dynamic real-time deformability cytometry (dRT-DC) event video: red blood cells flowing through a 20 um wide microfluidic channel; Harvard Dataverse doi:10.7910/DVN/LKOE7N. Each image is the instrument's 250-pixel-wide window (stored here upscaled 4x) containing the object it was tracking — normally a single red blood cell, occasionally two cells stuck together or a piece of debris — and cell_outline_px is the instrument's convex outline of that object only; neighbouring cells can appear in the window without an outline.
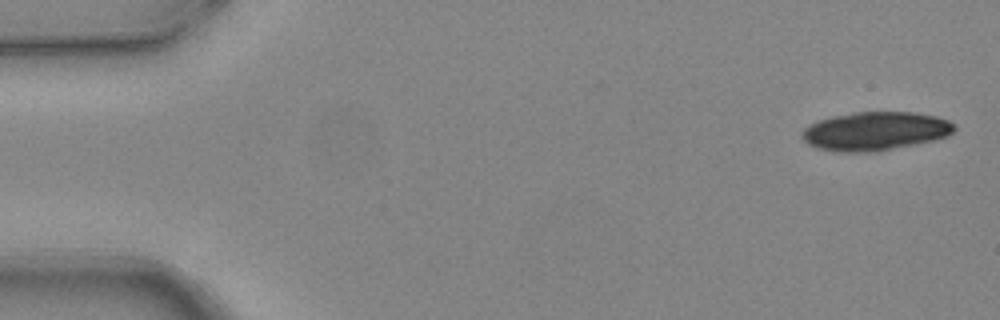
{"species": "common noctule bat (a hibernating species)", "species_latin": "Nyctalus noctula", "temperature_condition": "warm", "stored_images_in_passage": 6, "camera_frame_rate_fps": 3000, "um_per_image_px": 0.085, "animal": {"sex": "female", "body_mass_g": 24.6, "forearm_length_mm": 56.2}, "frame": {"image": 1, "passage_image": 1, "time_ms": 0.0, "image_size_px": [1000, 320], "cell_outline_px": [[956, 128], [948, 136], [932, 140], [876, 152], [840, 152], [816, 148], [808, 144], [800, 136], [800, 132], [808, 124], [832, 116], [856, 112], [912, 112], [936, 116], [948, 120], [956, 124]], "centroid_in_image_um": [74.36, 11.15], "position_along_channel_um": 10.6, "area_um2": 34.39}}